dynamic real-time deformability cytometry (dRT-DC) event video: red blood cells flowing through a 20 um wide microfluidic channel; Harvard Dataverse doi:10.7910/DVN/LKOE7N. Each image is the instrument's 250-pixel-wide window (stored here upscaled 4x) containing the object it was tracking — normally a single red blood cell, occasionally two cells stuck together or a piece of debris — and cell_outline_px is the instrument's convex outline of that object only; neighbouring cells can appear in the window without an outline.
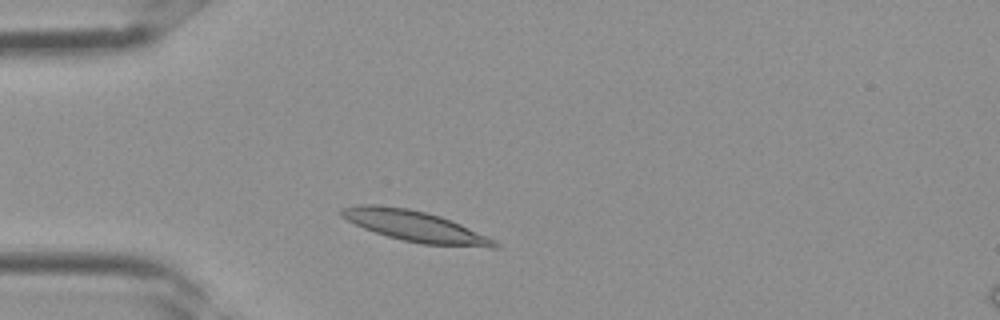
{"species": "Egyptian fruit bat (a non-hibernating species)", "species_latin": "Rousettus aegyptiacus", "temperature_condition": "room temperature", "stored_images_in_passage": 1, "camera_frame_rate_fps": 3000, "um_per_image_px": 0.085, "frame": {"image": 1, "passage_image": 1, "time_ms": 0.0, "image_size_px": [1000, 320], "cell_outline_px": [[500, 248], [492, 248], [424, 244], [404, 240], [388, 236], [364, 228], [340, 216], [340, 208], [356, 204], [376, 204], [408, 208], [428, 212], [452, 220], [488, 236], [496, 240], [500, 244]], "centroid_in_image_um": [35.32, 19.22], "position_along_channel_um": 49.7, "area_um2": 27.63}}